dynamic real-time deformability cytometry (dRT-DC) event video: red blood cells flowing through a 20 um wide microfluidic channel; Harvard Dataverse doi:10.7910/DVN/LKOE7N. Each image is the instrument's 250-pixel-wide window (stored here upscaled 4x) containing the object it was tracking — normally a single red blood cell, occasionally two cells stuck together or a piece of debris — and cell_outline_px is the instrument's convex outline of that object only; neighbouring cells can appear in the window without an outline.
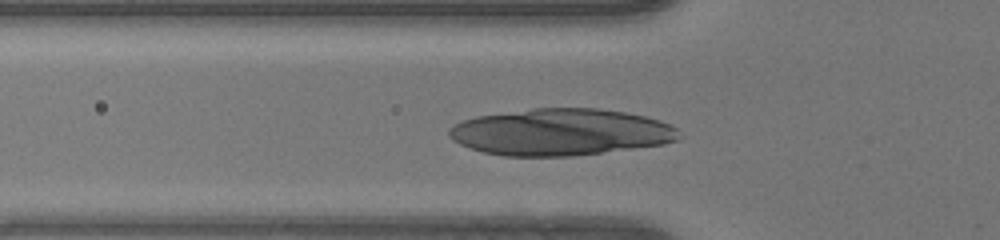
{"species": "human", "species_latin": "Homo sapiens", "temperature_condition": "warm", "stored_images_in_passage": 37, "camera_frame_rate_fps": 3000, "um_per_image_px": 0.085, "donor": {"sex": "female"}, "frame": {"image": 1, "passage_image": 12, "time_ms": 3.667, "image_size_px": [1000, 240], "cell_outline_px": [[680, 140], [664, 144], [572, 156], [504, 156], [484, 152], [468, 148], [452, 140], [448, 136], [448, 128], [464, 120], [476, 116], [532, 108], [596, 108], [624, 112], [644, 116], [660, 120], [676, 128], [680, 136]], "centroid_in_image_um": [47.63, 11.23], "position_along_channel_um": 78.2, "area_um2": 62.66}}
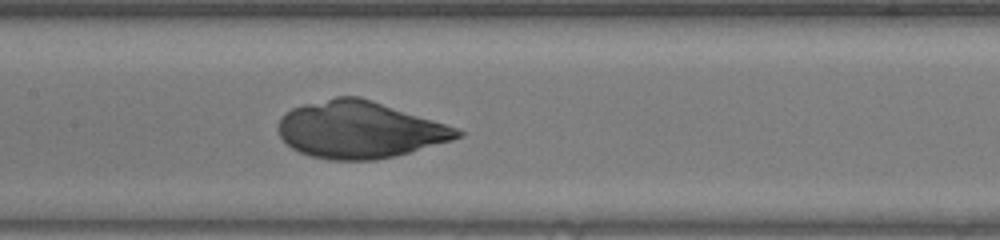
{"frame": {"image": 2, "passage_image": 19, "time_ms": 6.0, "image_size_px": [1000, 240], "cell_outline_px": [[464, 136], [452, 140], [396, 156], [376, 160], [328, 160], [312, 156], [300, 152], [292, 148], [280, 136], [276, 128], [280, 116], [284, 112], [292, 108], [304, 104], [336, 96], [360, 96], [456, 128], [464, 132]], "centroid_in_image_um": [30.52, 11.03], "position_along_channel_um": 176.9, "area_um2": 59.25}}
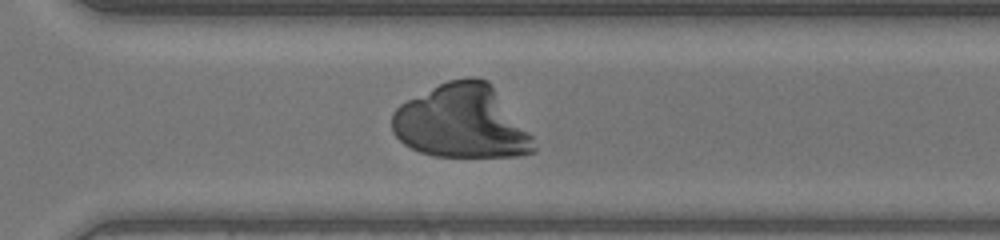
{"frame": {"image": 3, "passage_image": 30, "time_ms": 9.667, "image_size_px": [1000, 240], "cell_outline_px": [[536, 148], [532, 152], [520, 156], [432, 156], [420, 152], [404, 144], [392, 132], [392, 112], [400, 104], [448, 80], [468, 76], [476, 76], [488, 80], [492, 84], [532, 136]], "centroid_in_image_um": [39.24, 10.34], "position_along_channel_um": 331.4, "area_um2": 60.46}}